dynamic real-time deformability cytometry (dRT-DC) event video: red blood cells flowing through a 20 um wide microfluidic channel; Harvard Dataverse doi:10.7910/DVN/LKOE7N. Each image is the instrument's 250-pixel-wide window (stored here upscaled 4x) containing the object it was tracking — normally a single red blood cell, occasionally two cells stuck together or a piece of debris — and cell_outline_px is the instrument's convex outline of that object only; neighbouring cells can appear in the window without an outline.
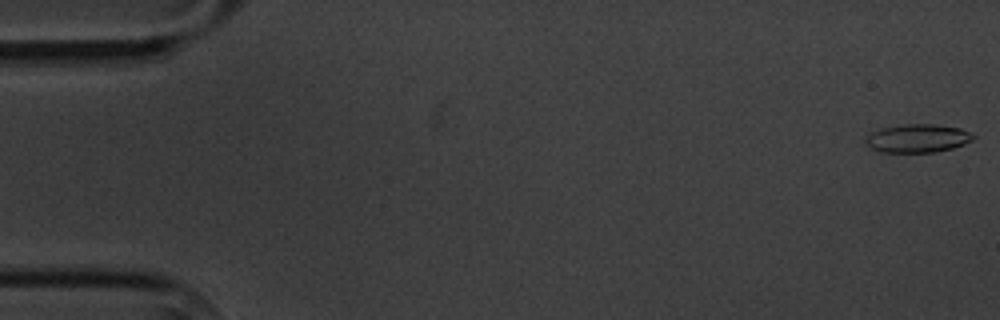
{"species": "common noctule bat (a hibernating species)", "species_latin": "Nyctalus noctula", "temperature_condition": "cold", "stored_images_in_passage": 7, "camera_frame_rate_fps": 3000, "um_per_image_px": 0.085, "animal": {"sex": "male", "body_mass_g": 20.1, "forearm_length_mm": 53.5}, "frame": {"image": 1, "passage_image": 1, "time_ms": 0.0, "image_size_px": [1000, 320], "cell_outline_px": [[976, 136], [972, 140], [964, 144], [952, 148], [936, 152], [880, 152], [872, 148], [864, 140], [864, 136], [880, 128], [904, 124], [932, 124], [960, 128]], "centroid_in_image_um": [77.97, 11.75], "position_along_channel_um": 7.0, "area_um2": 17.74}}
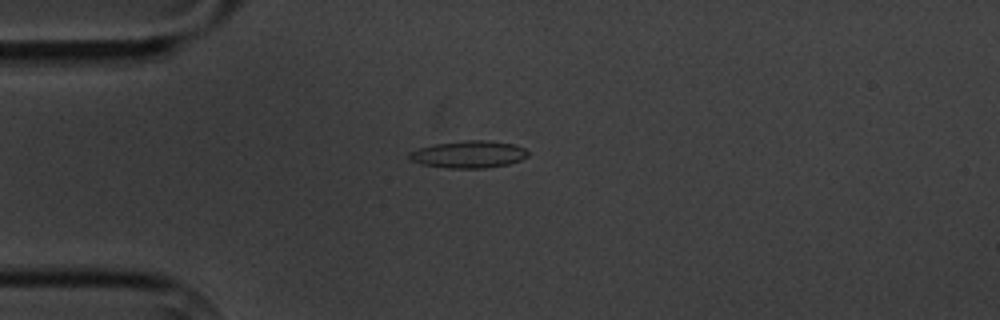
{"frame": {"image": 2, "passage_image": 5, "time_ms": 4.667, "image_size_px": [1000, 320], "cell_outline_px": [[528, 156], [520, 160], [508, 164], [484, 168], [448, 168], [420, 164], [408, 160], [408, 152], [420, 148], [436, 144], [464, 140], [484, 140], [516, 144], [524, 148], [528, 152]], "centroid_in_image_um": [39.82, 13.12], "position_along_channel_um": 45.2, "area_um2": 18.84}}
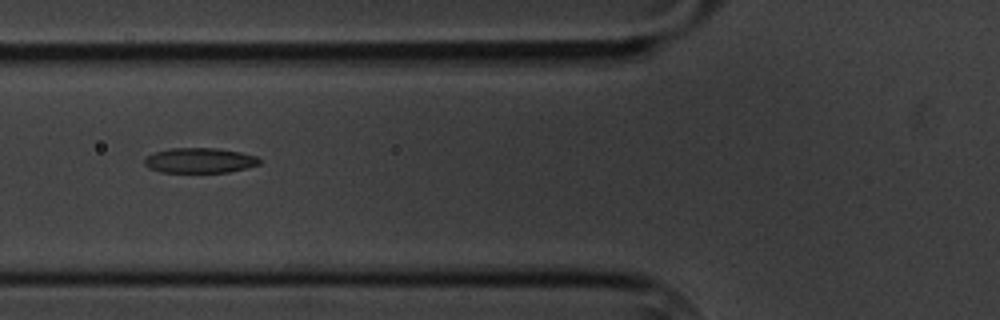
{"frame": {"image": 3, "passage_image": 7, "time_ms": 7.0, "image_size_px": [1000, 320], "cell_outline_px": [[260, 164], [248, 168], [228, 172], [160, 172], [148, 168], [144, 164], [144, 160], [148, 156], [156, 152], [168, 148], [216, 148], [240, 152], [256, 156], [260, 160]], "centroid_in_image_um": [16.98, 13.64], "position_along_channel_um": 108.8, "area_um2": 16.82}}